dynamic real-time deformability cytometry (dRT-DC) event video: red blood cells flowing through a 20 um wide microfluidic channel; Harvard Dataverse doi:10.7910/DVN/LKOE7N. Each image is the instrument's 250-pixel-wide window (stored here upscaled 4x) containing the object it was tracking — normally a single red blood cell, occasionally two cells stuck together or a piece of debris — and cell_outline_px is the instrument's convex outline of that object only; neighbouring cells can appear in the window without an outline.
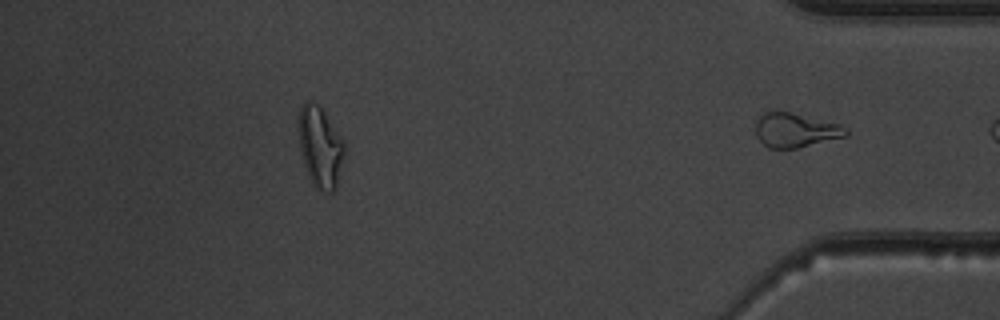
{"species": "common noctule bat (a hibernating species)", "species_latin": "Nyctalus noctula", "temperature_condition": "warm", "stored_images_in_passage": 35, "segment_of_instrument_passage": [2, 2], "camera_frame_rate_fps": 3000, "um_per_image_px": 0.085, "animal": {"sex": "male", "body_mass_g": 19.5, "forearm_length_mm": 54.6}, "frame": {"image": 1, "passage_image": 35, "time_ms": 11.333, "image_size_px": [1000, 320], "cell_outline_px": [[848, 136], [800, 148], [768, 148], [756, 136], [756, 124], [760, 116], [764, 112], [788, 112], [840, 124], [848, 128]], "centroid_in_image_um": [67.66, 11.09], "position_along_channel_um": 367.5, "area_um2": 17.98}}